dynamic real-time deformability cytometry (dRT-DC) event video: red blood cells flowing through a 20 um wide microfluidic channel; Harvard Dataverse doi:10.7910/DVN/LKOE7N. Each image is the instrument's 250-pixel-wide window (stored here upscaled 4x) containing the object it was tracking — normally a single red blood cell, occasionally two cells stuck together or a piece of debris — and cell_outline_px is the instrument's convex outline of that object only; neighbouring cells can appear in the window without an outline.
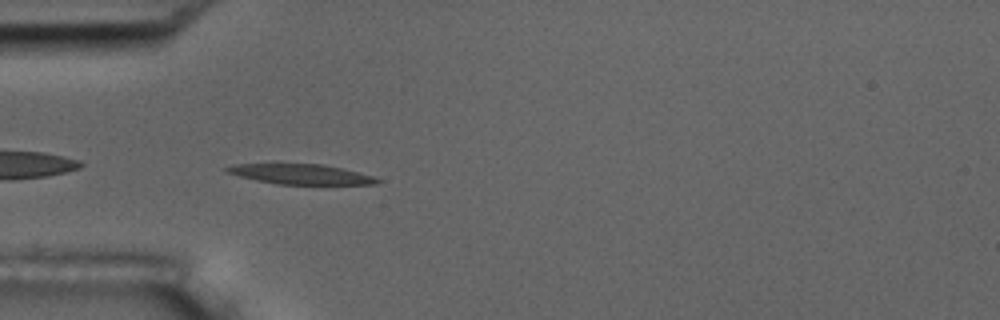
{"species": "common noctule bat (a hibernating species)", "species_latin": "Nyctalus noctula", "temperature_condition": "room temperature", "stored_images_in_passage": 3, "camera_frame_rate_fps": 3000, "um_per_image_px": 0.085, "animal": {"sex": "male", "body_mass_g": 17.5, "forearm_length_mm": 52.3}, "frame": {"image": 1, "passage_image": 3, "time_ms": 2.333, "image_size_px": [1000, 320], "cell_outline_px": [[380, 180], [376, 184], [280, 184], [256, 180], [224, 172], [224, 168], [236, 164], [324, 164], [372, 176]], "centroid_in_image_um": [25.52, 14.8], "position_along_channel_um": 59.5, "area_um2": 17.22}}